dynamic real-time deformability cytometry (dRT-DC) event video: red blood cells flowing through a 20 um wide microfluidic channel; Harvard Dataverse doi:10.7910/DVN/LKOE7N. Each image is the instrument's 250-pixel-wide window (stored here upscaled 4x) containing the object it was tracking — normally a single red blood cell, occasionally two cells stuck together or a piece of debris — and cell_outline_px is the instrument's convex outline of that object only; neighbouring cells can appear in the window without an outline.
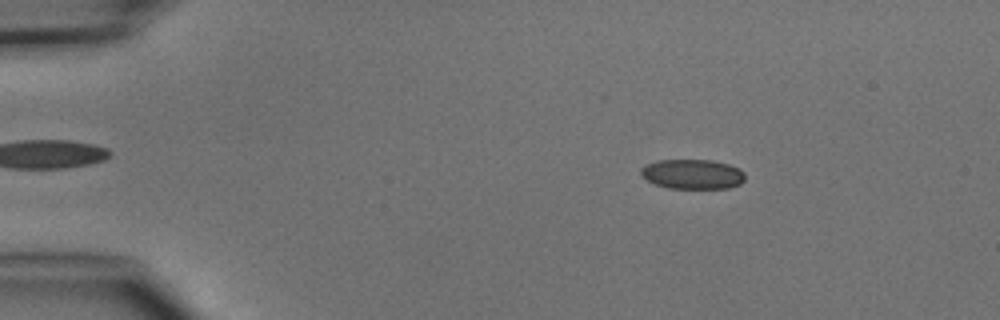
{"species": "common noctule bat (a hibernating species)", "species_latin": "Nyctalus noctula", "temperature_condition": "cold", "stored_images_in_passage": 20, "camera_frame_rate_fps": 3000, "um_per_image_px": 0.085, "animal": {"sex": "male", "body_mass_g": 15.6}, "frame": {"image": 1, "passage_image": 8, "time_ms": 2.333, "image_size_px": [1000, 320], "cell_outline_px": [[744, 180], [740, 184], [728, 188], [668, 188], [656, 184], [648, 180], [640, 172], [640, 168], [656, 160], [712, 160], [728, 164], [744, 172]], "centroid_in_image_um": [58.86, 14.8], "position_along_channel_um": 26.1, "area_um2": 17.86}}
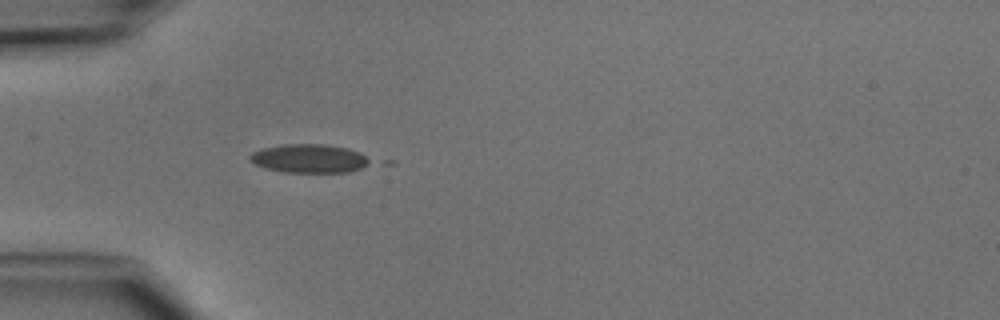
{"frame": {"image": 2, "passage_image": 15, "time_ms": 4.667, "image_size_px": [1000, 320], "cell_outline_px": [[372, 160], [368, 164], [360, 168], [348, 172], [284, 172], [264, 168], [256, 164], [248, 156], [252, 152], [264, 148], [284, 144], [324, 144], [348, 148], [360, 152]], "centroid_in_image_um": [26.3, 13.47], "position_along_channel_um": 58.7, "area_um2": 19.94}}